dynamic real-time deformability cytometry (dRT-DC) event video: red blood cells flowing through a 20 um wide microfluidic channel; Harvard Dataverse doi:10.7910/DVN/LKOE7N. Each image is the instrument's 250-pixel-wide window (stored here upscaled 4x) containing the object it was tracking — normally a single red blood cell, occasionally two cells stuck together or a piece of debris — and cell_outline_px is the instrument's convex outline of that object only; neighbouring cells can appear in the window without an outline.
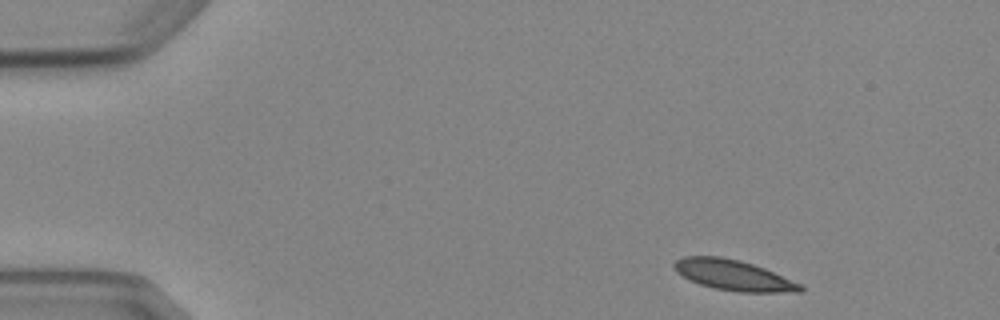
{"species": "Egyptian fruit bat (a non-hibernating species)", "species_latin": "Rousettus aegyptiacus", "temperature_condition": "cold", "stored_images_in_passage": 5, "camera_frame_rate_fps": 3000, "um_per_image_px": 0.085, "animal": {"sex": "female"}, "frame": {"image": 1, "passage_image": 1, "time_ms": 0.0, "image_size_px": [1000, 320], "cell_outline_px": [[804, 288], [800, 292], [736, 292], [716, 288], [700, 284], [676, 272], [672, 264], [676, 260], [684, 256], [720, 256], [740, 260], [764, 268], [804, 284]], "centroid_in_image_um": [62.38, 23.39], "position_along_channel_um": 22.6, "area_um2": 22.43}}
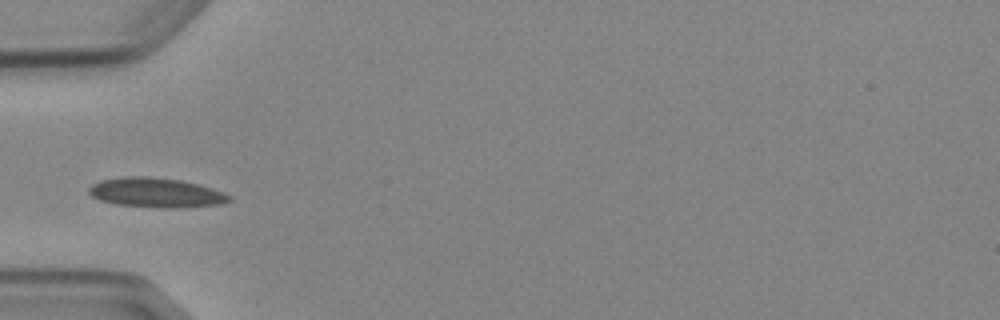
{"frame": {"image": 2, "passage_image": 4, "time_ms": 3.667, "image_size_px": [1000, 320], "cell_outline_px": [[232, 200], [220, 204], [176, 208], [164, 208], [116, 204], [100, 200], [92, 196], [88, 192], [88, 188], [92, 184], [100, 180], [120, 176], [148, 176], [180, 180], [200, 184], [224, 192], [232, 196]], "centroid_in_image_um": [13.26, 16.36], "position_along_channel_um": 71.7, "area_um2": 24.39}}
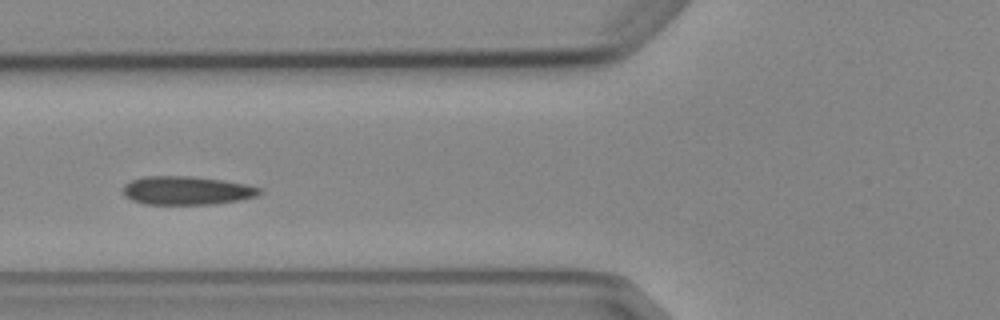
{"frame": {"image": 3, "passage_image": 5, "time_ms": 4.667, "image_size_px": [1000, 320], "cell_outline_px": [[260, 192], [256, 196], [240, 200], [212, 204], [144, 204], [132, 200], [124, 196], [124, 184], [132, 180], [144, 176], [192, 176], [224, 180], [248, 184], [260, 188]], "centroid_in_image_um": [15.87, 16.19], "position_along_channel_um": 109.9, "area_um2": 22.72}}